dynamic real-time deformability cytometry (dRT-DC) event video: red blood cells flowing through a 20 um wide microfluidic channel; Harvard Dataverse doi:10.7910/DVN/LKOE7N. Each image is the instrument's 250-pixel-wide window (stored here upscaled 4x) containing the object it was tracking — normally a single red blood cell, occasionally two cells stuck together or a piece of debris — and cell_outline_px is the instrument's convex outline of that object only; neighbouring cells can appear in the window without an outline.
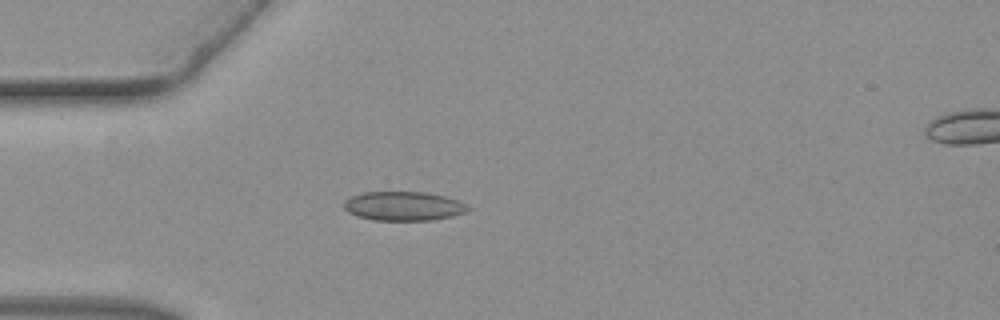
{"species": "common noctule bat (a hibernating species)", "species_latin": "Nyctalus noctula", "temperature_condition": "warm", "stored_images_in_passage": 42, "camera_frame_rate_fps": 3000, "um_per_image_px": 0.085, "animal": {"sex": "female", "body_mass_g": 19.3, "forearm_length_mm": 54.1}, "frame": {"image": 1, "passage_image": 11, "time_ms": 3.333, "image_size_px": [1000, 320], "cell_outline_px": [[472, 208], [464, 212], [452, 216], [432, 220], [376, 220], [356, 216], [348, 212], [344, 208], [344, 200], [352, 196], [364, 192], [424, 192], [444, 196], [468, 204]], "centroid_in_image_um": [34.3, 17.52], "position_along_channel_um": 50.7, "area_um2": 20.98}}
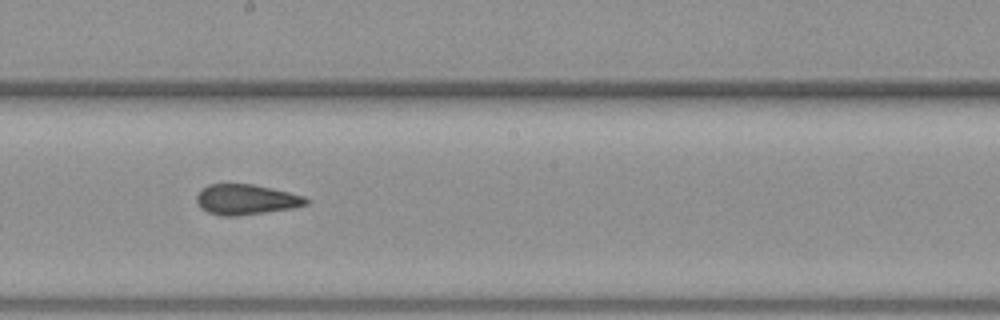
{"frame": {"image": 2, "passage_image": 24, "time_ms": 7.667, "image_size_px": [1000, 320], "cell_outline_px": [[312, 200], [308, 204], [296, 208], [236, 216], [220, 216], [208, 212], [200, 208], [196, 200], [196, 196], [208, 184], [252, 184], [288, 192], [304, 196]], "centroid_in_image_um": [20.95, 16.97], "position_along_channel_um": 227.3, "area_um2": 19.42}}
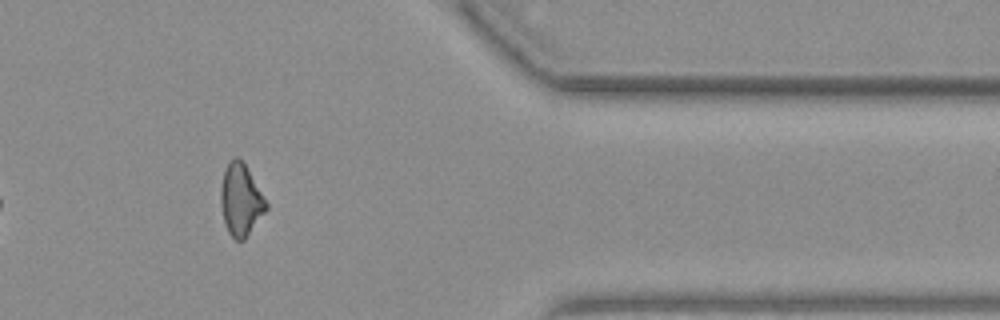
{"frame": {"image": 3, "passage_image": 37, "time_ms": 12.0, "image_size_px": [1000, 320], "cell_outline_px": [[268, 208], [244, 240], [236, 240], [228, 232], [224, 224], [220, 204], [220, 188], [224, 168], [236, 156], [244, 164], [268, 204]], "centroid_in_image_um": [20.44, 17.02], "position_along_channel_um": 391.0, "area_um2": 18.79}}